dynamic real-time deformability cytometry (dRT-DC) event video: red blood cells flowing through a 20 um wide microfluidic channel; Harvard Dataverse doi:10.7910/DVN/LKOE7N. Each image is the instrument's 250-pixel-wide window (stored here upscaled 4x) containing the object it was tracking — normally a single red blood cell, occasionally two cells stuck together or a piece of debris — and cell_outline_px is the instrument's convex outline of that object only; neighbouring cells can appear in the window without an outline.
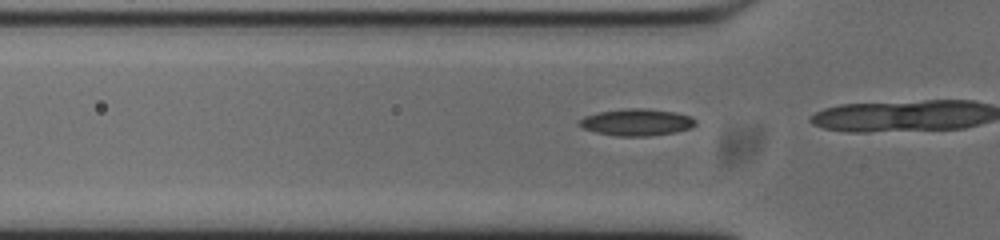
{"species": "common noctule bat (a hibernating species)", "species_latin": "Nyctalus noctula", "temperature_condition": "cold", "stored_images_in_passage": 14, "camera_frame_rate_fps": 3000, "um_per_image_px": 0.085, "animal": {"sex": "male", "body_mass_g": 20.0, "forearm_length_mm": 53.3}, "frame": {"image": 1, "passage_image": 12, "time_ms": 3.667, "image_size_px": [1000, 240], "cell_outline_px": [[696, 124], [692, 128], [676, 132], [648, 136], [616, 136], [596, 132], [584, 128], [576, 124], [584, 116], [596, 112], [628, 108], [644, 108], [676, 112], [688, 116], [696, 120]], "centroid_in_image_um": [54.11, 10.39], "position_along_channel_um": 71.7, "area_um2": 18.26}}